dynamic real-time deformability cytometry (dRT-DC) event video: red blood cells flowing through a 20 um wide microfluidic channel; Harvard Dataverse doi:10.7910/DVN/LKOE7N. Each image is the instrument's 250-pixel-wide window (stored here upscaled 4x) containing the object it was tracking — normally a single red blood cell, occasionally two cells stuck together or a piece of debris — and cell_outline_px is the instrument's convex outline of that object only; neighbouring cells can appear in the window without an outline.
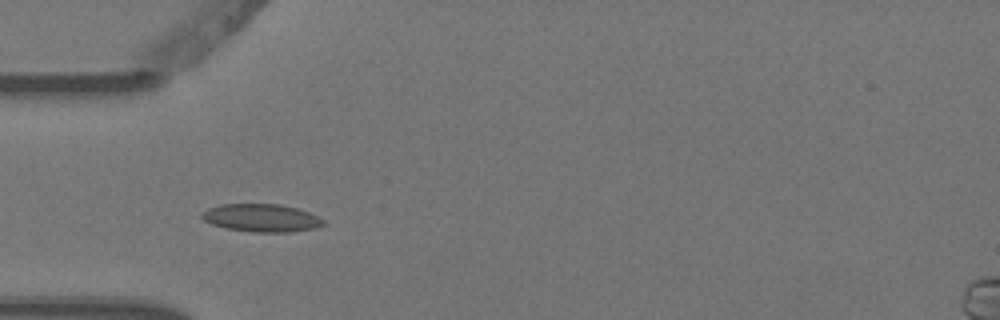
{"species": "Egyptian fruit bat (a non-hibernating species)", "species_latin": "Rousettus aegyptiacus", "temperature_condition": "warm", "stored_images_in_passage": 3, "camera_frame_rate_fps": 3000, "um_per_image_px": 0.085, "animal": {"sex": "female"}, "frame": {"image": 1, "passage_image": 2, "time_ms": 0.333, "image_size_px": [1000, 320], "cell_outline_px": [[324, 224], [312, 228], [288, 232], [252, 232], [224, 228], [212, 224], [204, 220], [200, 216], [200, 212], [208, 208], [220, 204], [280, 204], [296, 208], [308, 212], [324, 220]], "centroid_in_image_um": [22.15, 18.51], "position_along_channel_um": 62.9, "area_um2": 19.65}}
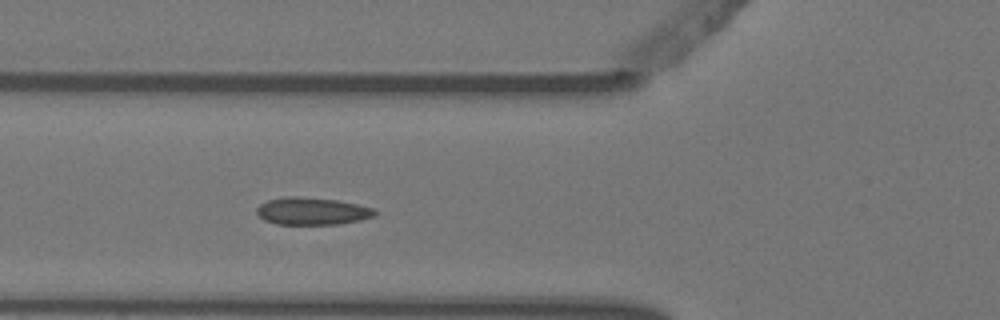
{"frame": {"image": 2, "passage_image": 3, "time_ms": 0.667, "image_size_px": [1000, 320], "cell_outline_px": [[376, 216], [360, 220], [340, 224], [276, 224], [264, 220], [256, 212], [256, 208], [260, 204], [268, 200], [284, 196], [300, 196], [336, 200], [356, 204], [372, 208], [376, 212]], "centroid_in_image_um": [26.5, 17.94], "position_along_channel_um": 99.3, "area_um2": 18.84}}